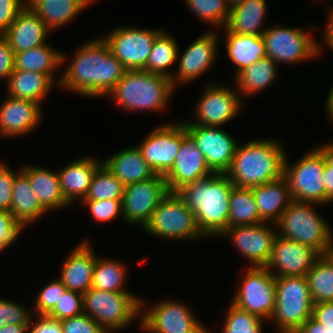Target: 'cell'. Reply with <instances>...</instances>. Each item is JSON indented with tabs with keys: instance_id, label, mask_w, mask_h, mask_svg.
<instances>
[{
	"instance_id": "6da1fadb",
	"label": "cell",
	"mask_w": 333,
	"mask_h": 333,
	"mask_svg": "<svg viewBox=\"0 0 333 333\" xmlns=\"http://www.w3.org/2000/svg\"><path fill=\"white\" fill-rule=\"evenodd\" d=\"M76 49L73 58L60 74L59 88L84 98L107 97L127 69L98 36Z\"/></svg>"
},
{
	"instance_id": "7a4b0ae2",
	"label": "cell",
	"mask_w": 333,
	"mask_h": 333,
	"mask_svg": "<svg viewBox=\"0 0 333 333\" xmlns=\"http://www.w3.org/2000/svg\"><path fill=\"white\" fill-rule=\"evenodd\" d=\"M234 187L226 174H213L176 192L192 209L198 230L205 238H219L228 228L229 200Z\"/></svg>"
},
{
	"instance_id": "3957f363",
	"label": "cell",
	"mask_w": 333,
	"mask_h": 333,
	"mask_svg": "<svg viewBox=\"0 0 333 333\" xmlns=\"http://www.w3.org/2000/svg\"><path fill=\"white\" fill-rule=\"evenodd\" d=\"M283 144L271 138L238 144L226 175L235 187L248 189L280 179L287 154Z\"/></svg>"
},
{
	"instance_id": "277c9868",
	"label": "cell",
	"mask_w": 333,
	"mask_h": 333,
	"mask_svg": "<svg viewBox=\"0 0 333 333\" xmlns=\"http://www.w3.org/2000/svg\"><path fill=\"white\" fill-rule=\"evenodd\" d=\"M175 88L170 78L144 70H127L108 94L125 112H161L170 104Z\"/></svg>"
},
{
	"instance_id": "5b68a950",
	"label": "cell",
	"mask_w": 333,
	"mask_h": 333,
	"mask_svg": "<svg viewBox=\"0 0 333 333\" xmlns=\"http://www.w3.org/2000/svg\"><path fill=\"white\" fill-rule=\"evenodd\" d=\"M319 205L293 201L275 223L277 235L308 245L320 255H325L333 230L327 220L316 212Z\"/></svg>"
},
{
	"instance_id": "8992f818",
	"label": "cell",
	"mask_w": 333,
	"mask_h": 333,
	"mask_svg": "<svg viewBox=\"0 0 333 333\" xmlns=\"http://www.w3.org/2000/svg\"><path fill=\"white\" fill-rule=\"evenodd\" d=\"M275 310L269 322L276 333H296L312 317L313 300L306 276L275 277Z\"/></svg>"
},
{
	"instance_id": "52a82bcc",
	"label": "cell",
	"mask_w": 333,
	"mask_h": 333,
	"mask_svg": "<svg viewBox=\"0 0 333 333\" xmlns=\"http://www.w3.org/2000/svg\"><path fill=\"white\" fill-rule=\"evenodd\" d=\"M141 298L132 292H111L91 287L83 294V313L105 331H121L137 318L141 321Z\"/></svg>"
},
{
	"instance_id": "ba28073f",
	"label": "cell",
	"mask_w": 333,
	"mask_h": 333,
	"mask_svg": "<svg viewBox=\"0 0 333 333\" xmlns=\"http://www.w3.org/2000/svg\"><path fill=\"white\" fill-rule=\"evenodd\" d=\"M279 26H269L262 34L266 55L278 66L308 62L323 54L324 46L312 36V31L315 32L317 27L311 26L307 30L305 27Z\"/></svg>"
},
{
	"instance_id": "9c48e42d",
	"label": "cell",
	"mask_w": 333,
	"mask_h": 333,
	"mask_svg": "<svg viewBox=\"0 0 333 333\" xmlns=\"http://www.w3.org/2000/svg\"><path fill=\"white\" fill-rule=\"evenodd\" d=\"M158 240L191 241L205 238L198 230L194 213L177 193L169 192L142 228Z\"/></svg>"
},
{
	"instance_id": "30bf717a",
	"label": "cell",
	"mask_w": 333,
	"mask_h": 333,
	"mask_svg": "<svg viewBox=\"0 0 333 333\" xmlns=\"http://www.w3.org/2000/svg\"><path fill=\"white\" fill-rule=\"evenodd\" d=\"M324 167L325 156L316 146L294 163L289 162L286 154L283 177L288 182L293 201L326 205Z\"/></svg>"
},
{
	"instance_id": "8fae6325",
	"label": "cell",
	"mask_w": 333,
	"mask_h": 333,
	"mask_svg": "<svg viewBox=\"0 0 333 333\" xmlns=\"http://www.w3.org/2000/svg\"><path fill=\"white\" fill-rule=\"evenodd\" d=\"M141 298V321L146 333H212L194 314L190 306L175 300L162 299L151 306Z\"/></svg>"
},
{
	"instance_id": "7c38bea8",
	"label": "cell",
	"mask_w": 333,
	"mask_h": 333,
	"mask_svg": "<svg viewBox=\"0 0 333 333\" xmlns=\"http://www.w3.org/2000/svg\"><path fill=\"white\" fill-rule=\"evenodd\" d=\"M240 283L231 302L268 322L275 310V276L266 267L242 268Z\"/></svg>"
},
{
	"instance_id": "4fadbf2b",
	"label": "cell",
	"mask_w": 333,
	"mask_h": 333,
	"mask_svg": "<svg viewBox=\"0 0 333 333\" xmlns=\"http://www.w3.org/2000/svg\"><path fill=\"white\" fill-rule=\"evenodd\" d=\"M197 101L193 120L181 119L185 125L222 127L238 116L244 106L235 85L231 87L214 82L204 86Z\"/></svg>"
},
{
	"instance_id": "5bb4252c",
	"label": "cell",
	"mask_w": 333,
	"mask_h": 333,
	"mask_svg": "<svg viewBox=\"0 0 333 333\" xmlns=\"http://www.w3.org/2000/svg\"><path fill=\"white\" fill-rule=\"evenodd\" d=\"M162 29L120 25L101 37L109 46L111 53L127 70H143L154 40L163 31Z\"/></svg>"
},
{
	"instance_id": "9a60e30c",
	"label": "cell",
	"mask_w": 333,
	"mask_h": 333,
	"mask_svg": "<svg viewBox=\"0 0 333 333\" xmlns=\"http://www.w3.org/2000/svg\"><path fill=\"white\" fill-rule=\"evenodd\" d=\"M168 193L164 176L158 174L148 180L125 185L122 197L123 221L132 226L136 224L142 229Z\"/></svg>"
},
{
	"instance_id": "2e32d148",
	"label": "cell",
	"mask_w": 333,
	"mask_h": 333,
	"mask_svg": "<svg viewBox=\"0 0 333 333\" xmlns=\"http://www.w3.org/2000/svg\"><path fill=\"white\" fill-rule=\"evenodd\" d=\"M182 120L154 126L143 140L136 145L152 170L165 176L173 167L181 148Z\"/></svg>"
},
{
	"instance_id": "e0dca14e",
	"label": "cell",
	"mask_w": 333,
	"mask_h": 333,
	"mask_svg": "<svg viewBox=\"0 0 333 333\" xmlns=\"http://www.w3.org/2000/svg\"><path fill=\"white\" fill-rule=\"evenodd\" d=\"M218 33L217 30H208L193 40L182 54V51H178V68L170 78L175 89L181 84L194 82L209 72L219 54Z\"/></svg>"
},
{
	"instance_id": "ac0fdd59",
	"label": "cell",
	"mask_w": 333,
	"mask_h": 333,
	"mask_svg": "<svg viewBox=\"0 0 333 333\" xmlns=\"http://www.w3.org/2000/svg\"><path fill=\"white\" fill-rule=\"evenodd\" d=\"M222 236L232 240L237 251L249 261L248 267H266L277 230L274 223L263 222L227 228L219 237Z\"/></svg>"
},
{
	"instance_id": "d6986e66",
	"label": "cell",
	"mask_w": 333,
	"mask_h": 333,
	"mask_svg": "<svg viewBox=\"0 0 333 333\" xmlns=\"http://www.w3.org/2000/svg\"><path fill=\"white\" fill-rule=\"evenodd\" d=\"M214 174H226L239 142L221 127L185 125Z\"/></svg>"
},
{
	"instance_id": "ffe728a7",
	"label": "cell",
	"mask_w": 333,
	"mask_h": 333,
	"mask_svg": "<svg viewBox=\"0 0 333 333\" xmlns=\"http://www.w3.org/2000/svg\"><path fill=\"white\" fill-rule=\"evenodd\" d=\"M214 173L206 163L205 156L197 147L193 137L187 132L182 121V142L174 165L164 176L169 192L176 193L190 183L210 177Z\"/></svg>"
},
{
	"instance_id": "44dd1931",
	"label": "cell",
	"mask_w": 333,
	"mask_h": 333,
	"mask_svg": "<svg viewBox=\"0 0 333 333\" xmlns=\"http://www.w3.org/2000/svg\"><path fill=\"white\" fill-rule=\"evenodd\" d=\"M319 256L308 245L277 235L266 268L275 277L306 276Z\"/></svg>"
},
{
	"instance_id": "7402d4cb",
	"label": "cell",
	"mask_w": 333,
	"mask_h": 333,
	"mask_svg": "<svg viewBox=\"0 0 333 333\" xmlns=\"http://www.w3.org/2000/svg\"><path fill=\"white\" fill-rule=\"evenodd\" d=\"M6 96L0 104V138L22 137L37 129L44 114L43 106L31 100Z\"/></svg>"
},
{
	"instance_id": "603a6c76",
	"label": "cell",
	"mask_w": 333,
	"mask_h": 333,
	"mask_svg": "<svg viewBox=\"0 0 333 333\" xmlns=\"http://www.w3.org/2000/svg\"><path fill=\"white\" fill-rule=\"evenodd\" d=\"M96 261L92 244L88 238L82 240L62 261L58 278L67 289L84 294L91 288Z\"/></svg>"
},
{
	"instance_id": "cb8c5ba5",
	"label": "cell",
	"mask_w": 333,
	"mask_h": 333,
	"mask_svg": "<svg viewBox=\"0 0 333 333\" xmlns=\"http://www.w3.org/2000/svg\"><path fill=\"white\" fill-rule=\"evenodd\" d=\"M101 165V159L87 155L71 161L58 171L63 197L71 206L85 198L93 175Z\"/></svg>"
},
{
	"instance_id": "d4e9b609",
	"label": "cell",
	"mask_w": 333,
	"mask_h": 333,
	"mask_svg": "<svg viewBox=\"0 0 333 333\" xmlns=\"http://www.w3.org/2000/svg\"><path fill=\"white\" fill-rule=\"evenodd\" d=\"M51 32L45 23L26 6L3 34L14 53H19L47 43Z\"/></svg>"
},
{
	"instance_id": "484cf974",
	"label": "cell",
	"mask_w": 333,
	"mask_h": 333,
	"mask_svg": "<svg viewBox=\"0 0 333 333\" xmlns=\"http://www.w3.org/2000/svg\"><path fill=\"white\" fill-rule=\"evenodd\" d=\"M20 169L28 176L31 188L48 212L71 206L63 197L57 171L31 163L22 165Z\"/></svg>"
},
{
	"instance_id": "4316f807",
	"label": "cell",
	"mask_w": 333,
	"mask_h": 333,
	"mask_svg": "<svg viewBox=\"0 0 333 333\" xmlns=\"http://www.w3.org/2000/svg\"><path fill=\"white\" fill-rule=\"evenodd\" d=\"M102 164L124 185L145 181L156 175L136 145L122 148L102 159Z\"/></svg>"
},
{
	"instance_id": "83f0119b",
	"label": "cell",
	"mask_w": 333,
	"mask_h": 333,
	"mask_svg": "<svg viewBox=\"0 0 333 333\" xmlns=\"http://www.w3.org/2000/svg\"><path fill=\"white\" fill-rule=\"evenodd\" d=\"M15 220L24 228L36 223L49 212L40 204L31 188L28 176L20 170L14 178L10 211Z\"/></svg>"
},
{
	"instance_id": "f1b7e54d",
	"label": "cell",
	"mask_w": 333,
	"mask_h": 333,
	"mask_svg": "<svg viewBox=\"0 0 333 333\" xmlns=\"http://www.w3.org/2000/svg\"><path fill=\"white\" fill-rule=\"evenodd\" d=\"M263 222L276 223L293 202L287 180L280 179L251 188Z\"/></svg>"
},
{
	"instance_id": "f546056e",
	"label": "cell",
	"mask_w": 333,
	"mask_h": 333,
	"mask_svg": "<svg viewBox=\"0 0 333 333\" xmlns=\"http://www.w3.org/2000/svg\"><path fill=\"white\" fill-rule=\"evenodd\" d=\"M267 5V0H245L233 5L225 28L235 34L261 36L268 28L264 26Z\"/></svg>"
},
{
	"instance_id": "4dcf8cb0",
	"label": "cell",
	"mask_w": 333,
	"mask_h": 333,
	"mask_svg": "<svg viewBox=\"0 0 333 333\" xmlns=\"http://www.w3.org/2000/svg\"><path fill=\"white\" fill-rule=\"evenodd\" d=\"M225 37L226 53L235 67L233 78L243 69L267 57L265 42L261 36L235 34L225 27L221 29Z\"/></svg>"
},
{
	"instance_id": "1f68e13d",
	"label": "cell",
	"mask_w": 333,
	"mask_h": 333,
	"mask_svg": "<svg viewBox=\"0 0 333 333\" xmlns=\"http://www.w3.org/2000/svg\"><path fill=\"white\" fill-rule=\"evenodd\" d=\"M27 6L53 34L90 5L85 0H28Z\"/></svg>"
},
{
	"instance_id": "d6a6232c",
	"label": "cell",
	"mask_w": 333,
	"mask_h": 333,
	"mask_svg": "<svg viewBox=\"0 0 333 333\" xmlns=\"http://www.w3.org/2000/svg\"><path fill=\"white\" fill-rule=\"evenodd\" d=\"M66 59L67 55L52 46L50 47L49 43H45L39 47L15 53L14 69L48 75L59 85L61 77L55 71L65 65Z\"/></svg>"
},
{
	"instance_id": "836d02e7",
	"label": "cell",
	"mask_w": 333,
	"mask_h": 333,
	"mask_svg": "<svg viewBox=\"0 0 333 333\" xmlns=\"http://www.w3.org/2000/svg\"><path fill=\"white\" fill-rule=\"evenodd\" d=\"M55 83L48 75L14 69L8 78L6 89L11 97L31 100L42 105Z\"/></svg>"
},
{
	"instance_id": "e575fe53",
	"label": "cell",
	"mask_w": 333,
	"mask_h": 333,
	"mask_svg": "<svg viewBox=\"0 0 333 333\" xmlns=\"http://www.w3.org/2000/svg\"><path fill=\"white\" fill-rule=\"evenodd\" d=\"M278 65L269 57L260 59L240 71L233 82L241 98L252 97L259 94L278 79Z\"/></svg>"
},
{
	"instance_id": "d590c367",
	"label": "cell",
	"mask_w": 333,
	"mask_h": 333,
	"mask_svg": "<svg viewBox=\"0 0 333 333\" xmlns=\"http://www.w3.org/2000/svg\"><path fill=\"white\" fill-rule=\"evenodd\" d=\"M128 266L121 260L97 256L91 287L111 292H130L125 289Z\"/></svg>"
},
{
	"instance_id": "8d00e7d4",
	"label": "cell",
	"mask_w": 333,
	"mask_h": 333,
	"mask_svg": "<svg viewBox=\"0 0 333 333\" xmlns=\"http://www.w3.org/2000/svg\"><path fill=\"white\" fill-rule=\"evenodd\" d=\"M171 34L164 30L154 40L153 48L149 54L144 71L157 73L171 78L174 73L168 70L173 64H177L179 46ZM170 71V72H169Z\"/></svg>"
},
{
	"instance_id": "74e56055",
	"label": "cell",
	"mask_w": 333,
	"mask_h": 333,
	"mask_svg": "<svg viewBox=\"0 0 333 333\" xmlns=\"http://www.w3.org/2000/svg\"><path fill=\"white\" fill-rule=\"evenodd\" d=\"M263 223L252 189L234 187L229 200L228 228Z\"/></svg>"
},
{
	"instance_id": "f35d334b",
	"label": "cell",
	"mask_w": 333,
	"mask_h": 333,
	"mask_svg": "<svg viewBox=\"0 0 333 333\" xmlns=\"http://www.w3.org/2000/svg\"><path fill=\"white\" fill-rule=\"evenodd\" d=\"M306 278L314 304L333 302V262L326 254L317 258Z\"/></svg>"
},
{
	"instance_id": "ab89813d",
	"label": "cell",
	"mask_w": 333,
	"mask_h": 333,
	"mask_svg": "<svg viewBox=\"0 0 333 333\" xmlns=\"http://www.w3.org/2000/svg\"><path fill=\"white\" fill-rule=\"evenodd\" d=\"M185 4L194 16L211 27L210 30L222 29L228 21L227 0H185Z\"/></svg>"
},
{
	"instance_id": "60d3db41",
	"label": "cell",
	"mask_w": 333,
	"mask_h": 333,
	"mask_svg": "<svg viewBox=\"0 0 333 333\" xmlns=\"http://www.w3.org/2000/svg\"><path fill=\"white\" fill-rule=\"evenodd\" d=\"M125 185L102 164L93 175L83 200L122 199Z\"/></svg>"
},
{
	"instance_id": "b9f144b4",
	"label": "cell",
	"mask_w": 333,
	"mask_h": 333,
	"mask_svg": "<svg viewBox=\"0 0 333 333\" xmlns=\"http://www.w3.org/2000/svg\"><path fill=\"white\" fill-rule=\"evenodd\" d=\"M227 310L221 333H264L266 320L258 315L242 310L232 302Z\"/></svg>"
},
{
	"instance_id": "7bdbcfd3",
	"label": "cell",
	"mask_w": 333,
	"mask_h": 333,
	"mask_svg": "<svg viewBox=\"0 0 333 333\" xmlns=\"http://www.w3.org/2000/svg\"><path fill=\"white\" fill-rule=\"evenodd\" d=\"M67 288L63 285L61 280L54 278L51 282L40 289L37 297L33 303L34 315H48L56 306L57 302L64 294Z\"/></svg>"
},
{
	"instance_id": "ee69618b",
	"label": "cell",
	"mask_w": 333,
	"mask_h": 333,
	"mask_svg": "<svg viewBox=\"0 0 333 333\" xmlns=\"http://www.w3.org/2000/svg\"><path fill=\"white\" fill-rule=\"evenodd\" d=\"M81 204L89 210L90 216L96 223L111 222L119 216L123 221L122 199L82 200Z\"/></svg>"
},
{
	"instance_id": "f6af8a7d",
	"label": "cell",
	"mask_w": 333,
	"mask_h": 333,
	"mask_svg": "<svg viewBox=\"0 0 333 333\" xmlns=\"http://www.w3.org/2000/svg\"><path fill=\"white\" fill-rule=\"evenodd\" d=\"M33 310L22 303L0 297V327L8 324L29 325Z\"/></svg>"
},
{
	"instance_id": "bcb514c9",
	"label": "cell",
	"mask_w": 333,
	"mask_h": 333,
	"mask_svg": "<svg viewBox=\"0 0 333 333\" xmlns=\"http://www.w3.org/2000/svg\"><path fill=\"white\" fill-rule=\"evenodd\" d=\"M83 313V294L66 289L54 309L48 314L56 320H64Z\"/></svg>"
},
{
	"instance_id": "7dc6e473",
	"label": "cell",
	"mask_w": 333,
	"mask_h": 333,
	"mask_svg": "<svg viewBox=\"0 0 333 333\" xmlns=\"http://www.w3.org/2000/svg\"><path fill=\"white\" fill-rule=\"evenodd\" d=\"M23 230L9 211L0 208V253L14 246Z\"/></svg>"
},
{
	"instance_id": "c3c4849f",
	"label": "cell",
	"mask_w": 333,
	"mask_h": 333,
	"mask_svg": "<svg viewBox=\"0 0 333 333\" xmlns=\"http://www.w3.org/2000/svg\"><path fill=\"white\" fill-rule=\"evenodd\" d=\"M61 326L63 333L105 332V330L94 319L85 313L61 320Z\"/></svg>"
},
{
	"instance_id": "681fc988",
	"label": "cell",
	"mask_w": 333,
	"mask_h": 333,
	"mask_svg": "<svg viewBox=\"0 0 333 333\" xmlns=\"http://www.w3.org/2000/svg\"><path fill=\"white\" fill-rule=\"evenodd\" d=\"M20 170L13 171L6 162L0 160V208L3 210L10 211L13 182Z\"/></svg>"
},
{
	"instance_id": "f907efd6",
	"label": "cell",
	"mask_w": 333,
	"mask_h": 333,
	"mask_svg": "<svg viewBox=\"0 0 333 333\" xmlns=\"http://www.w3.org/2000/svg\"><path fill=\"white\" fill-rule=\"evenodd\" d=\"M26 6V0H0V35L9 29Z\"/></svg>"
},
{
	"instance_id": "816d5d0a",
	"label": "cell",
	"mask_w": 333,
	"mask_h": 333,
	"mask_svg": "<svg viewBox=\"0 0 333 333\" xmlns=\"http://www.w3.org/2000/svg\"><path fill=\"white\" fill-rule=\"evenodd\" d=\"M28 333H63L61 321L48 315L35 316L33 314L28 326Z\"/></svg>"
},
{
	"instance_id": "f5cc1de1",
	"label": "cell",
	"mask_w": 333,
	"mask_h": 333,
	"mask_svg": "<svg viewBox=\"0 0 333 333\" xmlns=\"http://www.w3.org/2000/svg\"><path fill=\"white\" fill-rule=\"evenodd\" d=\"M15 53L10 48L7 39L0 35V79L7 83L10 74L14 70Z\"/></svg>"
},
{
	"instance_id": "db71d44e",
	"label": "cell",
	"mask_w": 333,
	"mask_h": 333,
	"mask_svg": "<svg viewBox=\"0 0 333 333\" xmlns=\"http://www.w3.org/2000/svg\"><path fill=\"white\" fill-rule=\"evenodd\" d=\"M312 318L322 325L333 327V302L313 304Z\"/></svg>"
},
{
	"instance_id": "11a10c76",
	"label": "cell",
	"mask_w": 333,
	"mask_h": 333,
	"mask_svg": "<svg viewBox=\"0 0 333 333\" xmlns=\"http://www.w3.org/2000/svg\"><path fill=\"white\" fill-rule=\"evenodd\" d=\"M296 333H333V327L322 325L310 317Z\"/></svg>"
},
{
	"instance_id": "9f6ffc18",
	"label": "cell",
	"mask_w": 333,
	"mask_h": 333,
	"mask_svg": "<svg viewBox=\"0 0 333 333\" xmlns=\"http://www.w3.org/2000/svg\"><path fill=\"white\" fill-rule=\"evenodd\" d=\"M327 12L328 19L324 25V32L322 33L323 38L321 43L333 51V7L328 8Z\"/></svg>"
},
{
	"instance_id": "6f0895ef",
	"label": "cell",
	"mask_w": 333,
	"mask_h": 333,
	"mask_svg": "<svg viewBox=\"0 0 333 333\" xmlns=\"http://www.w3.org/2000/svg\"><path fill=\"white\" fill-rule=\"evenodd\" d=\"M324 185L326 189V204L333 202V166L325 159V167L323 172Z\"/></svg>"
},
{
	"instance_id": "680465c9",
	"label": "cell",
	"mask_w": 333,
	"mask_h": 333,
	"mask_svg": "<svg viewBox=\"0 0 333 333\" xmlns=\"http://www.w3.org/2000/svg\"><path fill=\"white\" fill-rule=\"evenodd\" d=\"M316 147L322 152V154L325 156L326 161L333 166V140L322 143V145Z\"/></svg>"
},
{
	"instance_id": "91938a15",
	"label": "cell",
	"mask_w": 333,
	"mask_h": 333,
	"mask_svg": "<svg viewBox=\"0 0 333 333\" xmlns=\"http://www.w3.org/2000/svg\"><path fill=\"white\" fill-rule=\"evenodd\" d=\"M29 325L8 324L0 327V333H28Z\"/></svg>"
},
{
	"instance_id": "94428289",
	"label": "cell",
	"mask_w": 333,
	"mask_h": 333,
	"mask_svg": "<svg viewBox=\"0 0 333 333\" xmlns=\"http://www.w3.org/2000/svg\"><path fill=\"white\" fill-rule=\"evenodd\" d=\"M325 112L329 122L333 124V86L330 88L325 101ZM331 120V121H330Z\"/></svg>"
},
{
	"instance_id": "6125c7cd",
	"label": "cell",
	"mask_w": 333,
	"mask_h": 333,
	"mask_svg": "<svg viewBox=\"0 0 333 333\" xmlns=\"http://www.w3.org/2000/svg\"><path fill=\"white\" fill-rule=\"evenodd\" d=\"M326 255L330 258V260L333 262V238L332 241L326 251Z\"/></svg>"
},
{
	"instance_id": "be15d7a7",
	"label": "cell",
	"mask_w": 333,
	"mask_h": 333,
	"mask_svg": "<svg viewBox=\"0 0 333 333\" xmlns=\"http://www.w3.org/2000/svg\"><path fill=\"white\" fill-rule=\"evenodd\" d=\"M242 1H245V0H227V3L230 7H232L233 5L240 3Z\"/></svg>"
},
{
	"instance_id": "e7e4bbea",
	"label": "cell",
	"mask_w": 333,
	"mask_h": 333,
	"mask_svg": "<svg viewBox=\"0 0 333 333\" xmlns=\"http://www.w3.org/2000/svg\"><path fill=\"white\" fill-rule=\"evenodd\" d=\"M89 5H92L95 3L96 0H85Z\"/></svg>"
},
{
	"instance_id": "03108f58",
	"label": "cell",
	"mask_w": 333,
	"mask_h": 333,
	"mask_svg": "<svg viewBox=\"0 0 333 333\" xmlns=\"http://www.w3.org/2000/svg\"><path fill=\"white\" fill-rule=\"evenodd\" d=\"M114 332L118 333L117 331H105L104 333H114Z\"/></svg>"
}]
</instances>
